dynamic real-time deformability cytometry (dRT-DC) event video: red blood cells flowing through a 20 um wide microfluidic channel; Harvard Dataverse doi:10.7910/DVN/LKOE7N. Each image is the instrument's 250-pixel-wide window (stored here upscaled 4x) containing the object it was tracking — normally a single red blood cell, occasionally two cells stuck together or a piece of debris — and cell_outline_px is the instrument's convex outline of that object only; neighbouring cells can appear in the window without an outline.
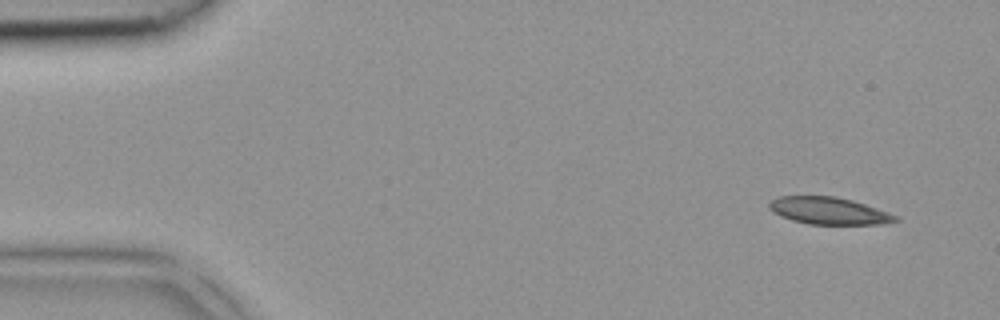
{"species": "common noctule bat (a hibernating species)", "species_latin": "Nyctalus noctula", "temperature_condition": "room temperature", "stored_images_in_passage": 4, "camera_frame_rate_fps": 3000, "um_per_image_px": 0.085, "animal": {"sex": "female", "body_mass_g": 18.4}, "frame": {"image": 1, "passage_image": 1, "time_ms": 0.0, "image_size_px": [1000, 320], "cell_outline_px": [[900, 220], [884, 224], [808, 224], [792, 220], [780, 216], [772, 212], [768, 208], [768, 204], [772, 200], [780, 196], [836, 196], [852, 200], [900, 216]], "centroid_in_image_um": [70.46, 17.92], "position_along_channel_um": 14.5, "area_um2": 20.06}}
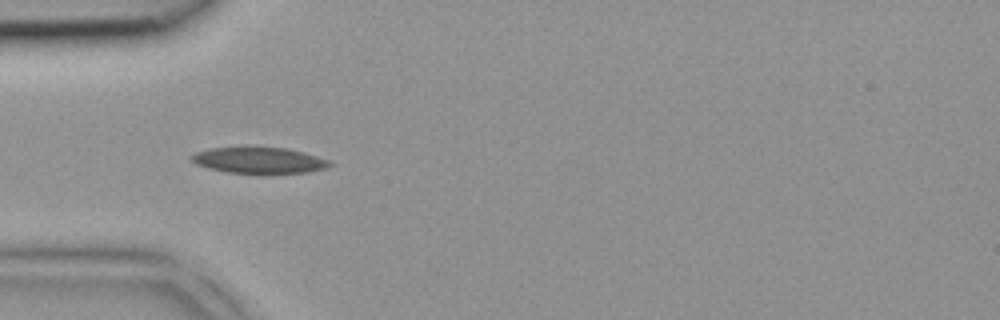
{"frame": {"image": 2, "passage_image": 4, "time_ms": 1.0, "image_size_px": [1000, 320], "cell_outline_px": [[332, 164], [328, 168], [308, 172], [264, 176], [228, 172], [208, 168], [196, 164], [192, 160], [192, 156], [196, 152], [208, 148], [244, 144], [248, 144], [288, 148], [304, 152], [328, 160]], "centroid_in_image_um": [22.02, 13.61], "position_along_channel_um": 63.0, "area_um2": 22.72}}